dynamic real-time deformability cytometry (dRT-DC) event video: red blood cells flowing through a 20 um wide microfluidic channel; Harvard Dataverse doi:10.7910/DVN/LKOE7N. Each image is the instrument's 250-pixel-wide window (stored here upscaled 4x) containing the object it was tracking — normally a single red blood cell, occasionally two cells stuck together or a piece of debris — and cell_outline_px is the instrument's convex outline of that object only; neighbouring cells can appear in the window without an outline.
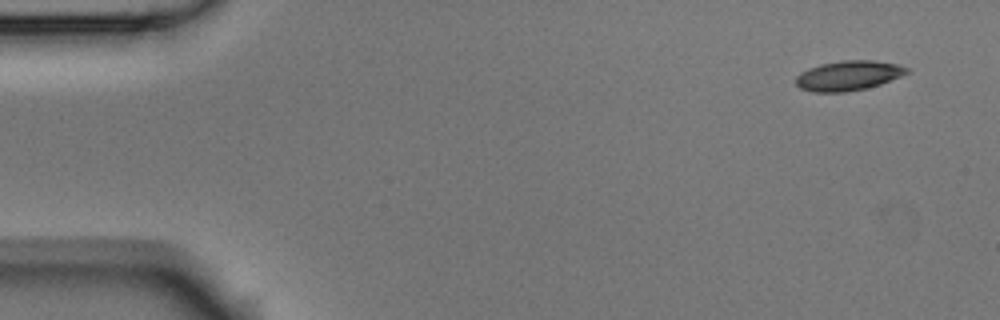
{"species": "Egyptian fruit bat (a non-hibernating species)", "species_latin": "Rousettus aegyptiacus", "temperature_condition": "room temperature", "stored_images_in_passage": 2, "camera_frame_rate_fps": 3000, "um_per_image_px": 0.085, "animal": {"sex": "male"}, "frame": {"image": 1, "passage_image": 1, "time_ms": 0.0, "image_size_px": [1000, 320], "cell_outline_px": [[908, 72], [900, 76], [880, 84], [864, 88], [844, 92], [812, 92], [800, 88], [796, 84], [796, 76], [800, 72], [808, 68], [820, 64], [840, 60], [872, 60], [896, 64], [908, 68]], "centroid_in_image_um": [72.06, 6.42], "position_along_channel_um": 12.9, "area_um2": 19.13}}